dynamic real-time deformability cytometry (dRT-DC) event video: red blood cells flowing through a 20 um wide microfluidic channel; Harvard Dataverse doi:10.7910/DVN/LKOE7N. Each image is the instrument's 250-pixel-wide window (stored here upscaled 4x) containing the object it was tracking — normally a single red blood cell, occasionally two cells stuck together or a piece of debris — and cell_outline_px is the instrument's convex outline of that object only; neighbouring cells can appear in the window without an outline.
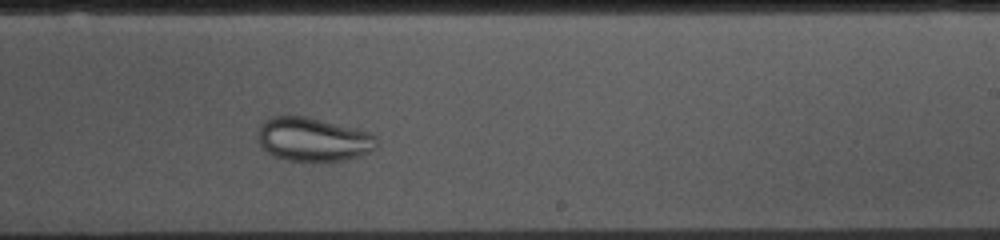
{"species": "common noctule bat (a hibernating species)", "species_latin": "Nyctalus noctula", "temperature_condition": "cold", "stored_images_in_passage": 39, "camera_frame_rate_fps": 3000, "um_per_image_px": 0.085, "animal": {"sex": "female", "body_mass_g": 10.0, "forearm_length_mm": 53.1}, "frame": {"image": 1, "passage_image": 27, "time_ms": 8.667, "image_size_px": [1000, 240], "cell_outline_px": [[376, 144], [368, 152], [360, 156], [344, 160], [284, 160], [268, 152], [260, 144], [260, 124], [268, 116], [308, 116], [368, 132], [376, 136]], "centroid_in_image_um": [26.6, 11.83], "position_along_channel_um": 262.4, "area_um2": 29.71}}
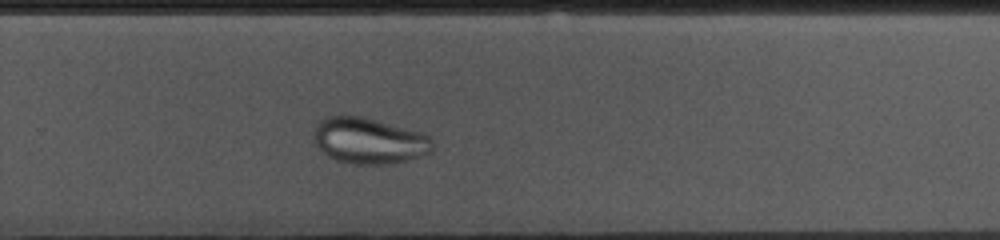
{"frame": {"image": 2, "passage_image": 30, "time_ms": 9.667, "image_size_px": [1000, 240], "cell_outline_px": [[432, 152], [420, 156], [392, 164], [356, 164], [336, 160], [328, 156], [316, 144], [312, 136], [316, 124], [324, 116], [364, 116], [424, 132], [432, 140]], "centroid_in_image_um": [31.37, 11.94], "position_along_channel_um": 298.4, "area_um2": 32.14}}
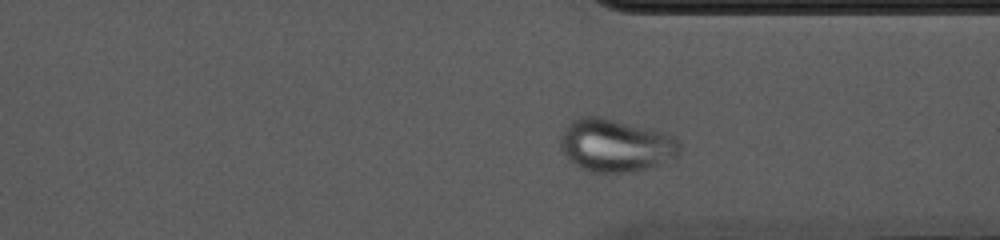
{"frame": {"image": 3, "passage_image": 35, "time_ms": 11.333, "image_size_px": [1000, 240], "cell_outline_px": [[680, 156], [652, 168], [636, 172], [592, 172], [580, 168], [564, 152], [560, 144], [560, 132], [572, 120], [580, 116], [596, 116], [668, 132], [676, 136], [680, 144]], "centroid_in_image_um": [52.4, 12.36], "position_along_channel_um": 359.0, "area_um2": 37.17}}